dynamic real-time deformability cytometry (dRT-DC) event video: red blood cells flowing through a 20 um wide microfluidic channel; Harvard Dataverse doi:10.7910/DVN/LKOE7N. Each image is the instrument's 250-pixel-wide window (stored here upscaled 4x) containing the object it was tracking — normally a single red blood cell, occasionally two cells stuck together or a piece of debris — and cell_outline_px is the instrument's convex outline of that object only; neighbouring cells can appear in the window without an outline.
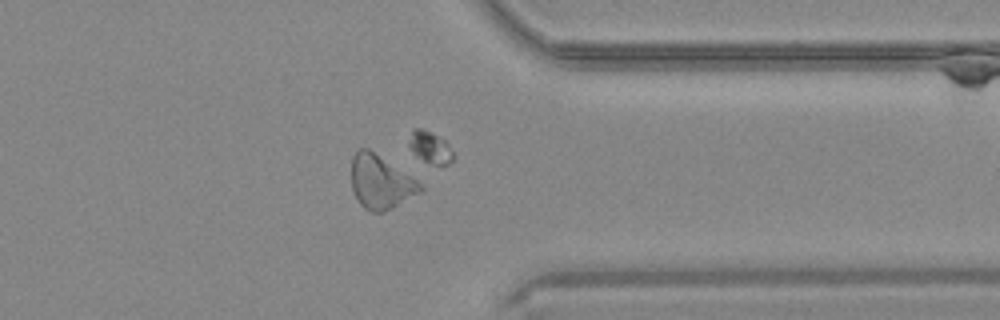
{"species": "common noctule bat (a hibernating species)", "species_latin": "Nyctalus noctula", "temperature_condition": "warm", "stored_images_in_passage": 38, "camera_frame_rate_fps": 3000, "um_per_image_px": 0.085, "animal": {"sex": "male", "body_mass_g": 20.4}, "frame": {"image": 1, "passage_image": 27, "time_ms": 8.667, "image_size_px": [1000, 320], "cell_outline_px": [[424, 188], [420, 192], [392, 208], [380, 212], [372, 212], [364, 208], [356, 200], [352, 188], [352, 156], [360, 148], [368, 148], [416, 180]], "centroid_in_image_um": [32.31, 15.49], "position_along_channel_um": 379.1, "area_um2": 21.1}}